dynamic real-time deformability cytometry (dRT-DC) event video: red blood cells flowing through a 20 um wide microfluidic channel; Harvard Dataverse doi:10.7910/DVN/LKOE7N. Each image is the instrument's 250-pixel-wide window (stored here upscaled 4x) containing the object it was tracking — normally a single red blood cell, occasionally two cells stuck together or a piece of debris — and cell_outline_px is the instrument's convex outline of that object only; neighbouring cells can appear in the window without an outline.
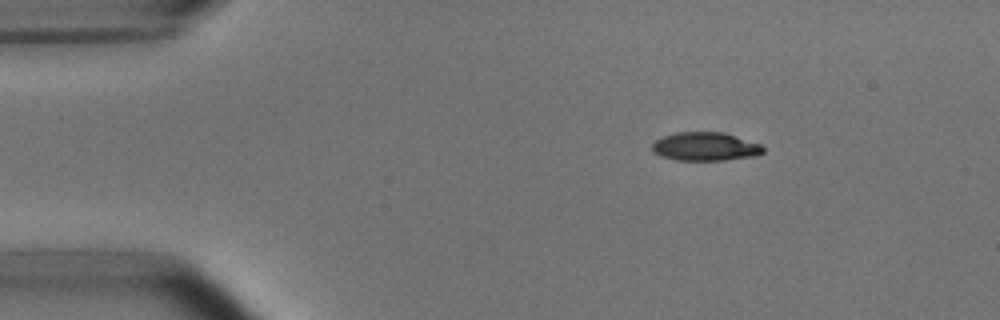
{"species": "common noctule bat (a hibernating species)", "species_latin": "Nyctalus noctula", "temperature_condition": "room temperature", "stored_images_in_passage": 46, "camera_frame_rate_fps": 3000, "um_per_image_px": 0.085, "animal": {"sex": "male", "body_mass_g": 15.6}, "frame": {"image": 1, "passage_image": 2, "time_ms": 0.333, "image_size_px": [1000, 320], "cell_outline_px": [[764, 152], [756, 156], [724, 160], [676, 160], [660, 156], [652, 152], [652, 144], [656, 140], [664, 136], [676, 132], [724, 132], [760, 144], [764, 148]], "centroid_in_image_um": [59.94, 12.46], "position_along_channel_um": 25.1, "area_um2": 18.5}}
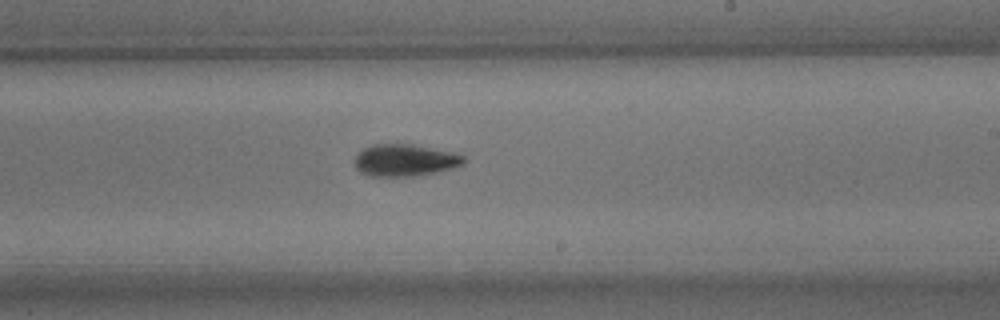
{"frame": {"image": 2, "passage_image": 25, "time_ms": 8.0, "image_size_px": [1000, 320], "cell_outline_px": [[464, 164], [452, 168], [436, 172], [416, 176], [368, 176], [360, 172], [356, 168], [356, 152], [372, 144], [412, 144], [452, 152], [464, 156]], "centroid_in_image_um": [34.39, 13.62], "position_along_channel_um": 254.6, "area_um2": 20.35}}
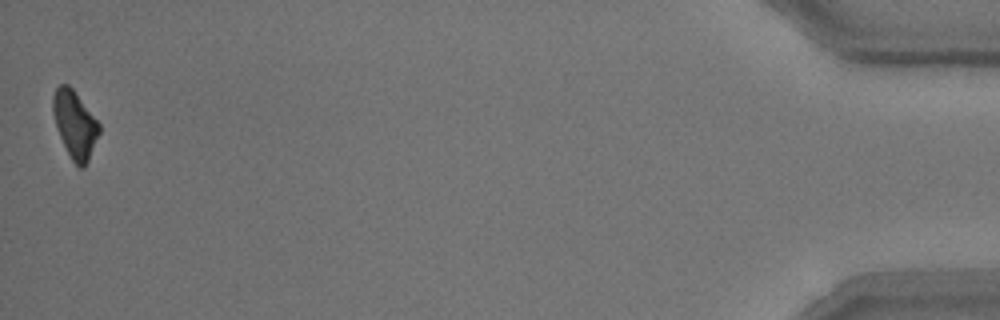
{"frame": {"image": 3, "passage_image": 46, "time_ms": 15.0, "image_size_px": [1000, 320], "cell_outline_px": [[100, 132], [88, 160], [84, 168], [80, 168], [72, 160], [60, 136], [52, 112], [52, 96], [56, 88], [60, 84], [68, 84], [72, 88], [100, 124]], "centroid_in_image_um": [6.36, 10.56], "position_along_channel_um": 428.8, "area_um2": 17.8}, "authors_computed_cell_mechanics": {"area_um2": 19.4786, "velocity_mm_per_s": 3.8081, "shape_relaxation_time_tau1_ms": 2.8768, "shape_relaxation_time_tau2_ms": 4.9869, "deformation_change_tau1": 0.1386, "deformation_change_tau2": 0.1184}}